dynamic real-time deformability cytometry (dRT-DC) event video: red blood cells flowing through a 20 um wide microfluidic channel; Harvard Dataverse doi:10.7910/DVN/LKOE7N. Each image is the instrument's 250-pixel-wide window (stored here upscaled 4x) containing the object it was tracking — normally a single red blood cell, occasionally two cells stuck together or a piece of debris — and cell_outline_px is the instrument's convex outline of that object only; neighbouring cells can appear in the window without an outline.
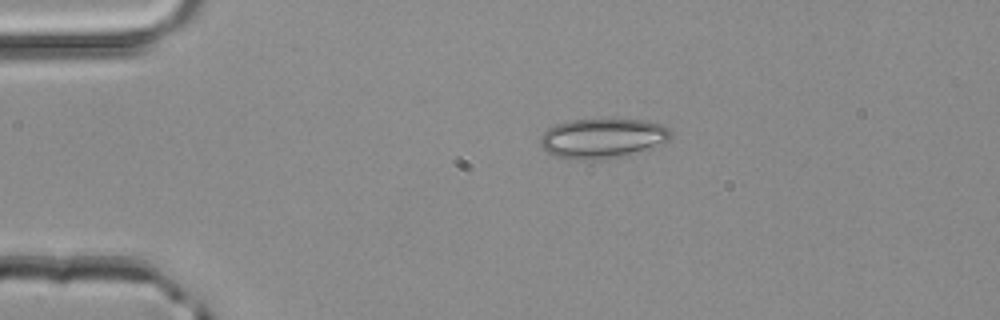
{"species": "common noctule bat (a hibernating species)", "species_latin": "Nyctalus noctula", "temperature_condition": "room temperature", "stored_images_in_passage": 2, "camera_frame_rate_fps": 3000, "um_per_image_px": 0.085, "animal": {"sex": "male", "body_mass_g": 20.4}, "frame": {"image": 1, "passage_image": 1, "time_ms": 0.0, "image_size_px": [1000, 320], "cell_outline_px": [[672, 136], [664, 144], [628, 156], [612, 160], [568, 160], [552, 156], [540, 144], [540, 136], [548, 128], [556, 124], [568, 120], [644, 120], [660, 124], [668, 128], [672, 132]], "centroid_in_image_um": [51.22, 11.8], "position_along_channel_um": 33.8, "area_um2": 30.98}}